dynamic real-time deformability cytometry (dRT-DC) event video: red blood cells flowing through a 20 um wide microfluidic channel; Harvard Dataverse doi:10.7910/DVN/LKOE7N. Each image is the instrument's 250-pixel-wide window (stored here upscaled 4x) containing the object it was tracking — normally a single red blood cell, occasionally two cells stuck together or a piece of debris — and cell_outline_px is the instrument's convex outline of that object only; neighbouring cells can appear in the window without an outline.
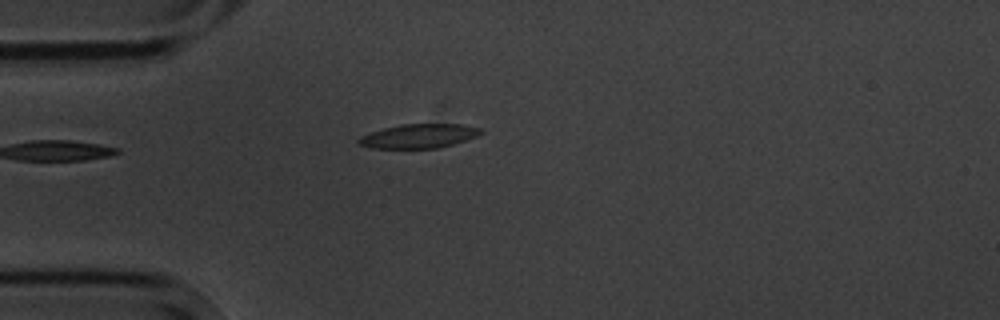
{"species": "common noctule bat (a hibernating species)", "species_latin": "Nyctalus noctula", "temperature_condition": "cold", "stored_images_in_passage": 5, "camera_frame_rate_fps": 3000, "um_per_image_px": 0.085, "animal": {"sex": "male", "body_mass_g": 20.1, "forearm_length_mm": 53.5}, "frame": {"image": 1, "passage_image": 4, "time_ms": 3.667, "image_size_px": [1000, 320], "cell_outline_px": [[484, 132], [476, 136], [440, 148], [372, 148], [360, 144], [356, 140], [360, 136], [384, 128], [400, 124], [460, 124], [480, 128]], "centroid_in_image_um": [35.59, 11.56], "position_along_channel_um": 49.4, "area_um2": 16.99}}